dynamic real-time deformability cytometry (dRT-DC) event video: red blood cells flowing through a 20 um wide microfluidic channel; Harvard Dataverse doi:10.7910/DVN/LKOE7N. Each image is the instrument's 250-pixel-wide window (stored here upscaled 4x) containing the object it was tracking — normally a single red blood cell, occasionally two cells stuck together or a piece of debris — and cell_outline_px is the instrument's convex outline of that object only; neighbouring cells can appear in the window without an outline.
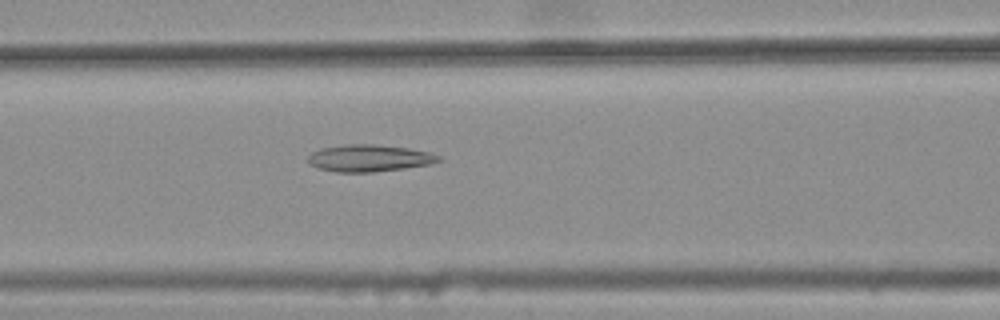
{"species": "common noctule bat (a hibernating species)", "species_latin": "Nyctalus noctula", "temperature_condition": "warm", "stored_images_in_passage": 26, "camera_frame_rate_fps": 3000, "um_per_image_px": 0.085, "animal": {"sex": "female", "body_mass_g": 25.1}, "frame": {"image": 1, "passage_image": 6, "time_ms": 1.667, "image_size_px": [1000, 320], "cell_outline_px": [[444, 160], [432, 164], [404, 168], [372, 172], [336, 172], [320, 168], [308, 164], [308, 156], [312, 152], [320, 148], [348, 144], [376, 144], [408, 148], [428, 152], [440, 156]], "centroid_in_image_um": [31.4, 13.44], "position_along_channel_um": 135.2, "area_um2": 20.58}}
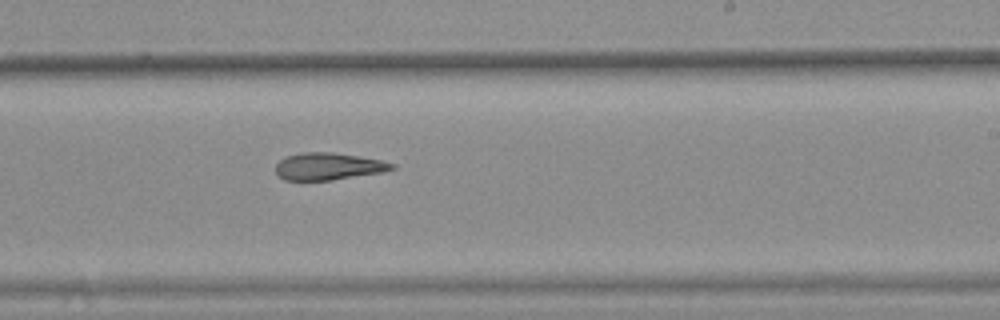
{"frame": {"image": 2, "passage_image": 16, "time_ms": 5.0, "image_size_px": [1000, 320], "cell_outline_px": [[396, 168], [384, 172], [332, 180], [284, 180], [276, 172], [276, 164], [284, 156], [300, 152], [332, 152], [380, 160], [396, 164]], "centroid_in_image_um": [27.9, 14.14], "position_along_channel_um": 261.1, "area_um2": 18.44}}
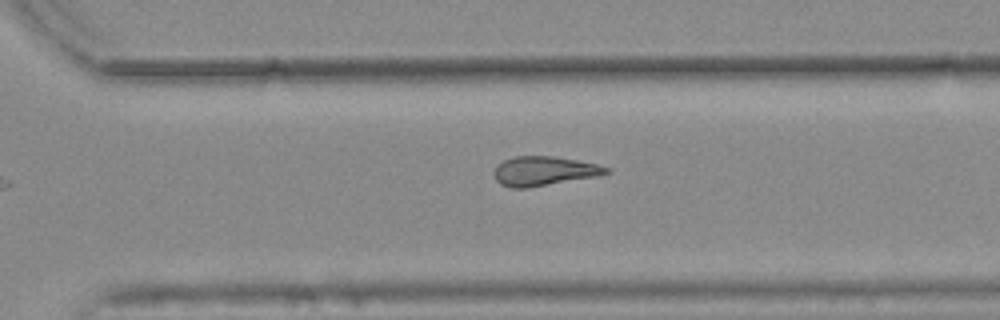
{"frame": {"image": 3, "passage_image": 21, "time_ms": 6.667, "image_size_px": [1000, 320], "cell_outline_px": [[612, 172], [600, 176], [528, 188], [512, 188], [500, 184], [496, 180], [496, 164], [512, 156], [552, 156], [576, 160], [596, 164], [608, 168]], "centroid_in_image_um": [46.26, 14.54], "position_along_channel_um": 324.3, "area_um2": 19.19}}